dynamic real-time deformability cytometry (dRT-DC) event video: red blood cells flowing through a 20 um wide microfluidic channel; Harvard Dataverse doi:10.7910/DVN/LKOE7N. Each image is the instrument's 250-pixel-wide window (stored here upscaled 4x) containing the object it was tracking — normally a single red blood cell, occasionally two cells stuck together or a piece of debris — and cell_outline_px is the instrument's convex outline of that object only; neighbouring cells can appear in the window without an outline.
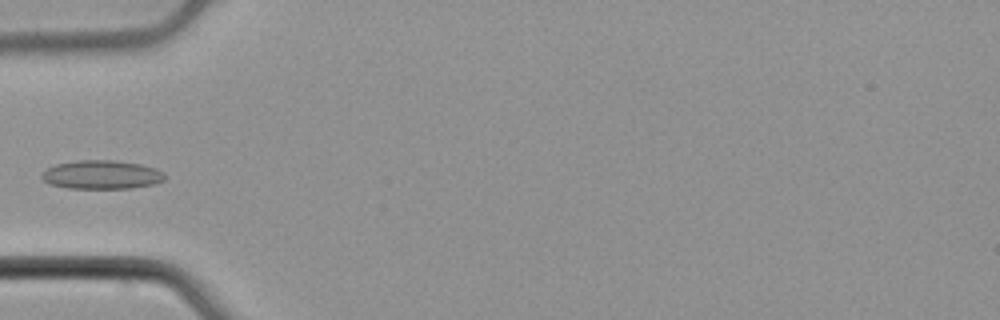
{"species": "common noctule bat (a hibernating species)", "species_latin": "Nyctalus noctula", "temperature_condition": "cold", "stored_images_in_passage": 6, "camera_frame_rate_fps": 3000, "um_per_image_px": 0.085, "animal": {"sex": "male", "body_mass_g": 21.5, "forearm_length_mm": 52.0}, "frame": {"image": 1, "passage_image": 6, "time_ms": 1.667, "image_size_px": [1000, 320], "cell_outline_px": [[164, 180], [152, 184], [132, 188], [68, 188], [48, 184], [40, 176], [48, 168], [56, 164], [76, 160], [116, 160], [140, 164], [156, 168], [164, 172]], "centroid_in_image_um": [8.64, 14.84], "position_along_channel_um": 76.4, "area_um2": 20.58}}